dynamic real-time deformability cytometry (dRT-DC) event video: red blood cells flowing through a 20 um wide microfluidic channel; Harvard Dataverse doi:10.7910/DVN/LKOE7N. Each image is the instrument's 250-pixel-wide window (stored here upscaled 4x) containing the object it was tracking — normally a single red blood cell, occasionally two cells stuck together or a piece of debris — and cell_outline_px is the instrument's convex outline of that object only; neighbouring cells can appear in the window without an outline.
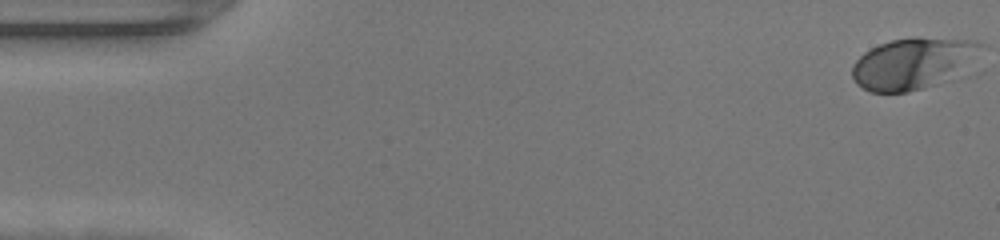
{"species": "human", "species_latin": "Homo sapiens", "temperature_condition": "warm", "stored_images_in_passage": 48, "camera_frame_rate_fps": 3000, "um_per_image_px": 0.085, "donor": {"sex": "female"}, "frame": {"image": 1, "passage_image": 1, "time_ms": 0.0, "image_size_px": [1000, 240], "cell_outline_px": [[980, 44], [932, 84], [908, 92], [872, 92], [856, 84], [852, 76], [852, 64], [864, 52], [880, 44], [892, 40], [912, 36], [916, 36], [976, 40]], "centroid_in_image_um": [77.25, 5.35], "position_along_channel_um": 7.7, "area_um2": 35.43}}
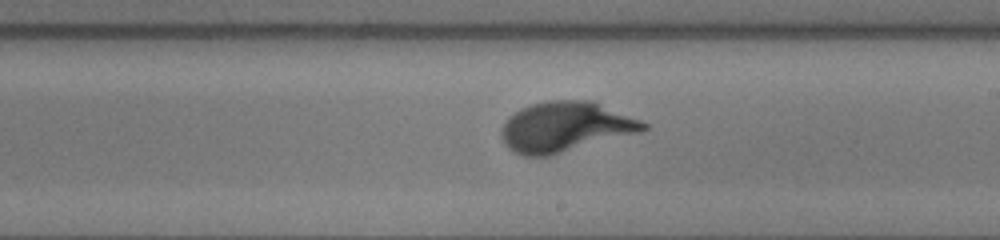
{"frame": {"image": 2, "passage_image": 28, "time_ms": 9.0, "image_size_px": [1000, 240], "cell_outline_px": [[648, 128], [640, 132], [548, 156], [524, 156], [508, 148], [504, 144], [500, 136], [500, 128], [508, 116], [520, 108], [532, 104], [548, 100], [592, 100], [640, 120], [648, 124]], "centroid_in_image_um": [48.0, 10.78], "position_along_channel_um": 241.0, "area_um2": 41.38}}
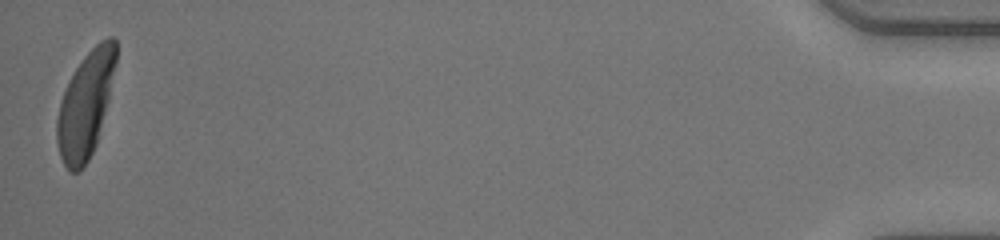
{"frame": {"image": 3, "passage_image": 48, "time_ms": 15.667, "image_size_px": [1000, 240], "cell_outline_px": [[116, 64], [108, 100], [96, 144], [88, 160], [80, 172], [68, 172], [60, 156], [56, 140], [56, 120], [60, 100], [76, 68], [84, 56], [100, 40], [108, 36], [116, 36]], "centroid_in_image_um": [7.26, 8.91], "position_along_channel_um": 427.9, "area_um2": 36.07}, "authors_computed_cell_mechanics": {"area_um2": 38.1769, "velocity_mm_per_s": 4.2883, "shape_relaxation_time_tau1_ms": 2.8598, "shape_relaxation_time_tau2_ms": null, "deformation_change_tau1": 0.1965, "deformation_change_tau2": null}}